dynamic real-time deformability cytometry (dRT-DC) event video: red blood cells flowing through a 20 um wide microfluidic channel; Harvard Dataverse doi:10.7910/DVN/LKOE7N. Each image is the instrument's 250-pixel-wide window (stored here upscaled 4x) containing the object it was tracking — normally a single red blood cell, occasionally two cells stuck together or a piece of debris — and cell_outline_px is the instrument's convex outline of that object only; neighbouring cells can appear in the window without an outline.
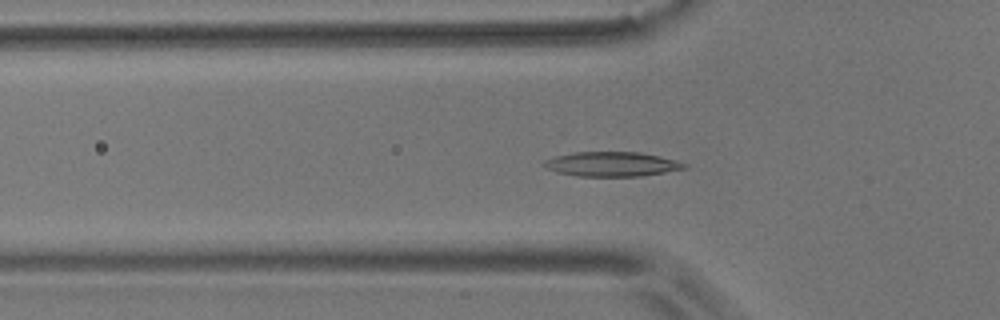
{"species": "common noctule bat (a hibernating species)", "species_latin": "Nyctalus noctula", "temperature_condition": "room temperature", "stored_images_in_passage": 42, "camera_frame_rate_fps": 3000, "um_per_image_px": 0.085, "animal": {"sex": "male", "body_mass_g": 17.9}, "frame": {"image": 1, "passage_image": 18, "time_ms": 5.667, "image_size_px": [1000, 320], "cell_outline_px": [[688, 168], [640, 176], [576, 176], [556, 172], [540, 164], [544, 160], [556, 156], [572, 152], [640, 152], [660, 156], [676, 160], [688, 164]], "centroid_in_image_um": [52.0, 13.95], "position_along_channel_um": 73.8, "area_um2": 20.17}}
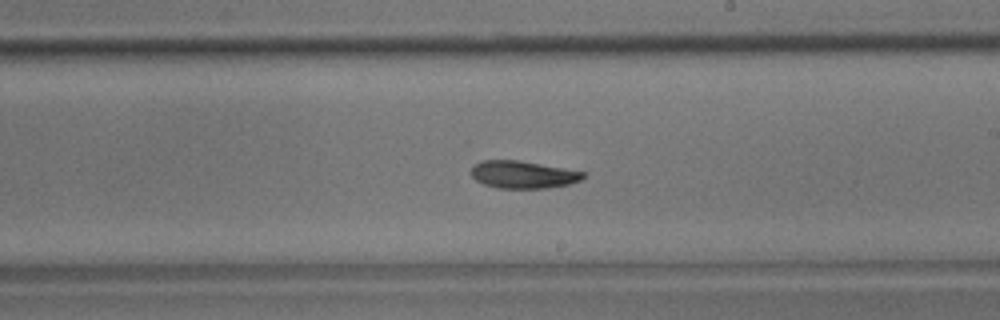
{"frame": {"image": 2, "passage_image": 32, "time_ms": 10.333, "image_size_px": [1000, 320], "cell_outline_px": [[588, 172], [580, 180], [568, 184], [544, 188], [496, 188], [484, 184], [476, 180], [472, 176], [472, 164], [480, 160], [516, 160]], "centroid_in_image_um": [44.43, 14.83], "position_along_channel_um": 244.6, "area_um2": 17.86}}
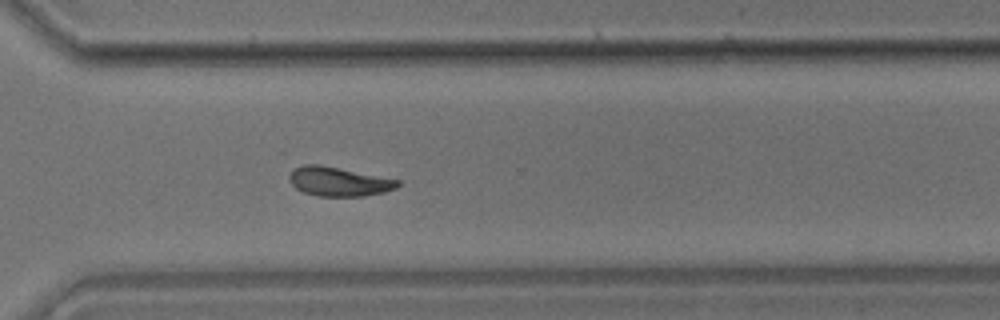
{"frame": {"image": 3, "passage_image": 40, "time_ms": 13.0, "image_size_px": [1000, 320], "cell_outline_px": [[400, 184], [396, 188], [384, 192], [364, 196], [320, 196], [304, 192], [296, 188], [288, 180], [288, 176], [296, 168], [304, 164], [320, 164], [400, 180]], "centroid_in_image_um": [28.8, 15.43], "position_along_channel_um": 341.8, "area_um2": 18.32}, "authors_computed_cell_mechanics": {"area_um2": 19.074, "velocity_mm_per_s": 3.6486, "shape_relaxation_time_tau1_ms": 5.9899, "shape_relaxation_time_tau2_ms": 5.2716, "deformation_change_tau1": 0.1369, "deformation_change_tau2": 0.1064}}